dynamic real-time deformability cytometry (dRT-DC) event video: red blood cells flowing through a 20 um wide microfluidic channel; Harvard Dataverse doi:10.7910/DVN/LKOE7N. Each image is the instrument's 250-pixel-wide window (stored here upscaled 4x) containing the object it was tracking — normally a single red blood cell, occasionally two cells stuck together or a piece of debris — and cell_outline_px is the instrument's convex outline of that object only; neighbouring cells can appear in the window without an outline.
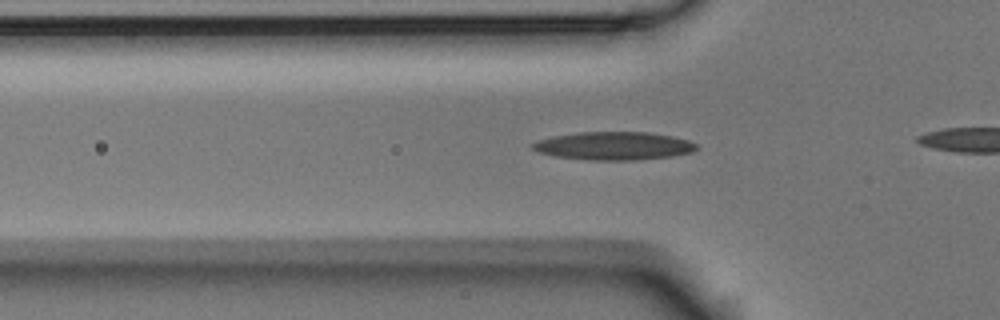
{"species": "Egyptian fruit bat (a non-hibernating species)", "species_latin": "Rousettus aegyptiacus", "temperature_condition": "room temperature", "stored_images_in_passage": 29, "camera_frame_rate_fps": 3000, "um_per_image_px": 0.085, "animal": {"sex": "male"}, "frame": {"image": 1, "passage_image": 4, "time_ms": 1.0, "image_size_px": [1000, 320], "cell_outline_px": [[700, 148], [692, 152], [672, 156], [636, 160], [588, 160], [556, 156], [540, 152], [532, 148], [532, 144], [536, 140], [552, 136], [580, 132], [648, 132], [672, 136], [688, 140], [696, 144]], "centroid_in_image_um": [52.19, 12.4], "position_along_channel_um": 73.6, "area_um2": 26.88}}
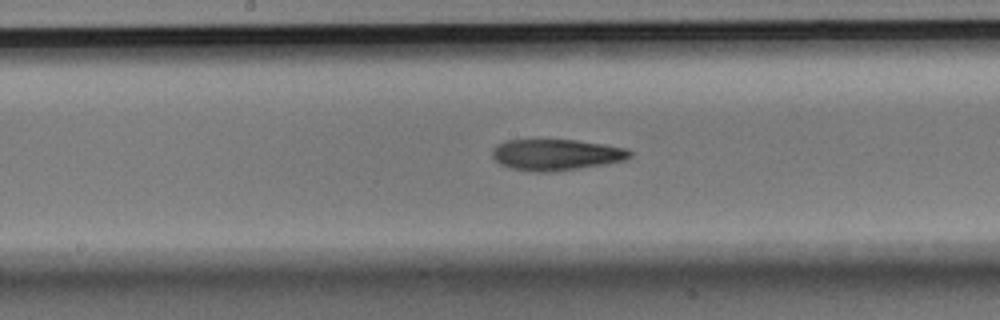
{"frame": {"image": 2, "passage_image": 14, "time_ms": 4.333, "image_size_px": [1000, 320], "cell_outline_px": [[632, 156], [624, 160], [604, 164], [548, 172], [536, 172], [512, 168], [500, 164], [492, 156], [492, 148], [496, 144], [504, 140], [576, 140], [604, 144], [628, 148], [632, 152]], "centroid_in_image_um": [47.26, 13.13], "position_along_channel_um": 200.9, "area_um2": 24.91}}
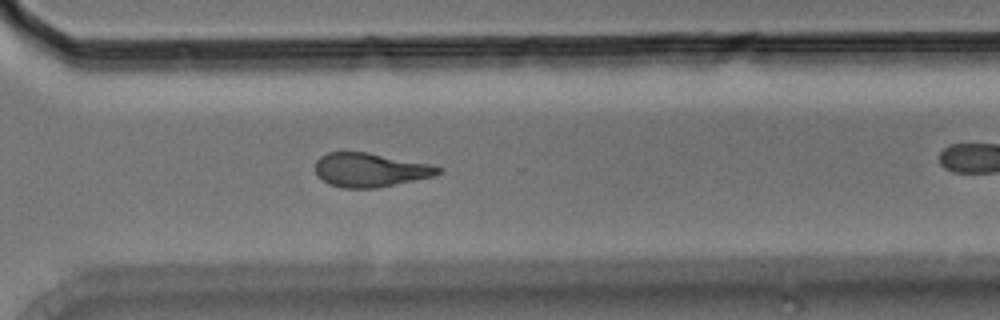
{"frame": {"image": 3, "passage_image": 25, "time_ms": 8.0, "image_size_px": [1000, 320], "cell_outline_px": [[440, 172], [436, 176], [376, 188], [344, 188], [328, 184], [316, 176], [316, 160], [320, 156], [328, 152], [368, 152], [432, 164], [440, 168]], "centroid_in_image_um": [31.45, 14.44], "position_along_channel_um": 339.1, "area_um2": 24.45}}